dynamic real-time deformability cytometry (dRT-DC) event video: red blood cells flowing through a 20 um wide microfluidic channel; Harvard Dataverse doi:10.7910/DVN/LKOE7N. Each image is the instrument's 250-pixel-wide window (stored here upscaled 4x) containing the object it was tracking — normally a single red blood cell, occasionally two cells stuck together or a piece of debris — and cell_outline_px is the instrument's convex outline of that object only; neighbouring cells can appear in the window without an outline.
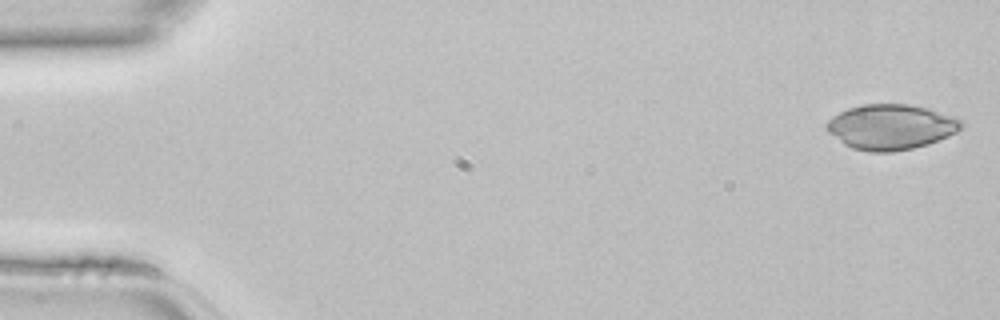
{"species": "common noctule bat (a hibernating species)", "species_latin": "Nyctalus noctula", "temperature_condition": "room temperature", "stored_images_in_passage": 44, "camera_frame_rate_fps": 3000, "um_per_image_px": 0.085, "animal": {"sex": "female", "body_mass_g": 22.7, "forearm_length_mm": 54.2}, "frame": {"image": 1, "passage_image": 1, "time_ms": 0.0, "image_size_px": [1000, 320], "cell_outline_px": [[964, 124], [956, 132], [948, 136], [928, 144], [912, 148], [892, 152], [868, 152], [852, 148], [844, 144], [828, 132], [824, 128], [824, 124], [832, 116], [848, 108], [864, 104], [908, 104], [928, 108], [956, 116]], "centroid_in_image_um": [75.71, 10.78], "position_along_channel_um": 9.3, "area_um2": 35.66}}
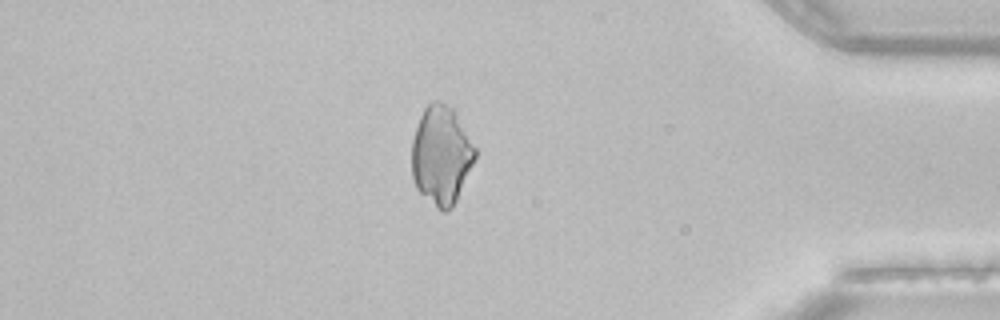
{"frame": {"image": 2, "passage_image": 38, "time_ms": 12.333, "image_size_px": [1000, 320], "cell_outline_px": [[476, 156], [456, 200], [452, 208], [448, 212], [440, 212], [416, 188], [412, 176], [412, 140], [420, 116], [424, 108], [432, 100], [440, 100], [452, 108], [456, 112], [476, 148]], "centroid_in_image_um": [37.5, 13.19], "position_along_channel_um": 397.7, "area_um2": 36.47}}